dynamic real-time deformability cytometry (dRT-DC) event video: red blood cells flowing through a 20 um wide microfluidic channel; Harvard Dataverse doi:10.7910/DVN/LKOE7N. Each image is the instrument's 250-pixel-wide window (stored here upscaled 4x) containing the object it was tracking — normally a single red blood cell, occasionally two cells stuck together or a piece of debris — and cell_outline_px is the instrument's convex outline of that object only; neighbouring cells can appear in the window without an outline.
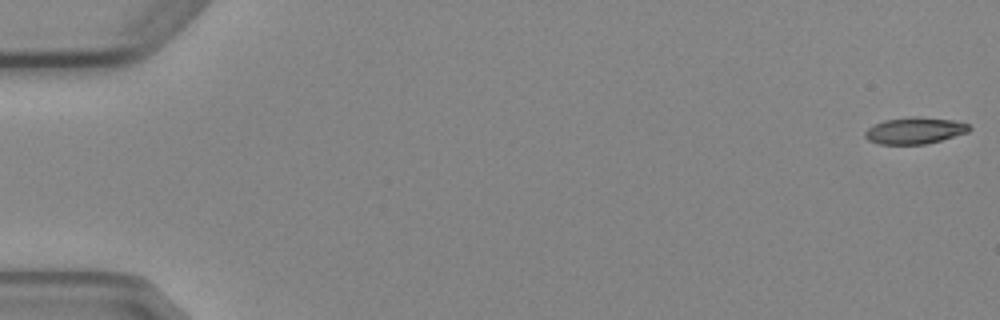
{"species": "Egyptian fruit bat (a non-hibernating species)", "species_latin": "Rousettus aegyptiacus", "temperature_condition": "cold", "stored_images_in_passage": 6, "camera_frame_rate_fps": 3000, "um_per_image_px": 0.085, "animal": {"sex": "female"}, "frame": {"image": 1, "passage_image": 1, "time_ms": 0.0, "image_size_px": [1000, 320], "cell_outline_px": [[972, 128], [968, 132], [940, 140], [924, 144], [880, 144], [868, 140], [864, 136], [864, 132], [868, 128], [884, 120], [912, 116], [916, 116], [952, 120], [968, 124]], "centroid_in_image_um": [77.74, 11.09], "position_along_channel_um": 7.3, "area_um2": 16.01}}
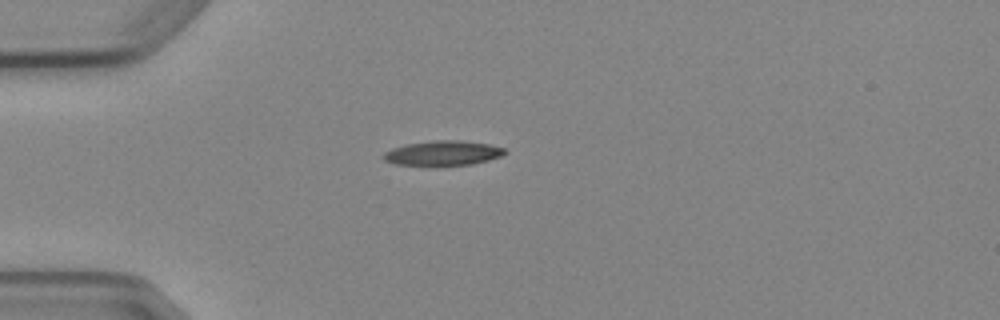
{"frame": {"image": 2, "passage_image": 5, "time_ms": 4.667, "image_size_px": [1000, 320], "cell_outline_px": [[508, 152], [500, 156], [488, 160], [472, 164], [396, 164], [384, 160], [380, 156], [384, 152], [392, 148], [408, 144], [432, 140], [460, 140], [488, 144], [504, 148]], "centroid_in_image_um": [37.64, 12.99], "position_along_channel_um": 47.4, "area_um2": 17.11}}